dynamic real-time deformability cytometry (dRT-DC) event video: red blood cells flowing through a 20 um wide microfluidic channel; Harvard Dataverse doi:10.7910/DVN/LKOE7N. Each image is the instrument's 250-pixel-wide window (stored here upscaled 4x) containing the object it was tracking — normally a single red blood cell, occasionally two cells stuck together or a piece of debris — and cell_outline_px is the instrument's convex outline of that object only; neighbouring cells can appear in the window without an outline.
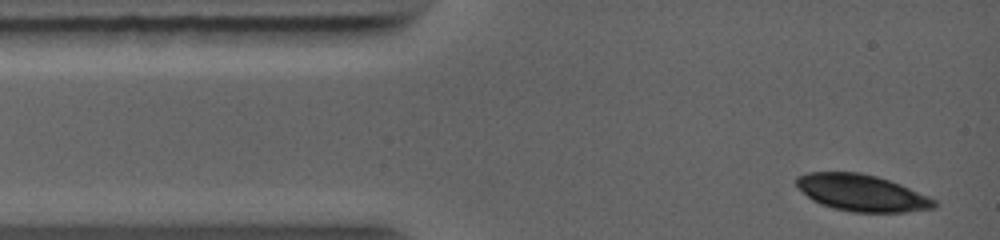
{"species": "common noctule bat (a hibernating species)", "species_latin": "Nyctalus noctula", "temperature_condition": "warm", "stored_images_in_passage": 6, "camera_frame_rate_fps": 5000, "um_per_image_px": 0.085, "animal": {"sex": "female", "body_mass_g": 19.0, "forearm_length_mm": 56.7}, "frame": {"image": 1, "passage_image": 1, "time_ms": 0.0, "image_size_px": [1000, 240], "cell_outline_px": [[936, 208], [904, 212], [852, 212], [832, 208], [820, 204], [812, 200], [796, 184], [796, 176], [808, 172], [860, 172], [876, 176], [900, 184], [928, 196], [936, 200]], "centroid_in_image_um": [73.24, 16.39], "position_along_channel_um": 11.8, "area_um2": 29.36}}